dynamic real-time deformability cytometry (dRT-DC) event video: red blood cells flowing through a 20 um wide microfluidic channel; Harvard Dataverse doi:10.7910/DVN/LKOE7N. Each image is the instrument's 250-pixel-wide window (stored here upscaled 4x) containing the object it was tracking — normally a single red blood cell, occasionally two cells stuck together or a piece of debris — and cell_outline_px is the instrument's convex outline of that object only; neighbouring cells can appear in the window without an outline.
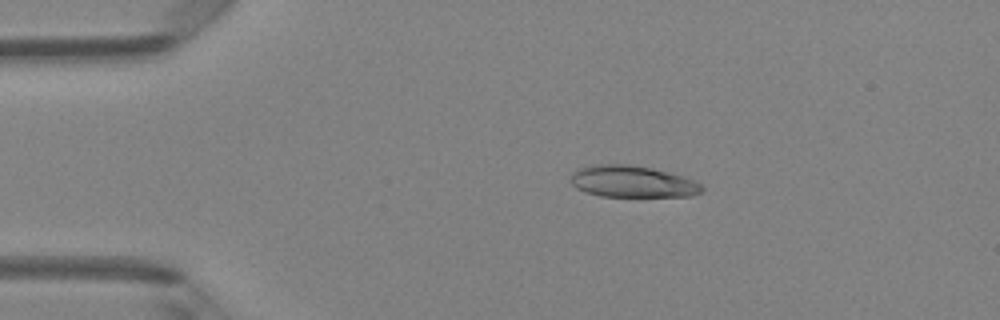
{"species": "Egyptian fruit bat (a non-hibernating species)", "species_latin": "Rousettus aegyptiacus", "temperature_condition": "room temperature", "stored_images_in_passage": 48, "camera_frame_rate_fps": 3000, "um_per_image_px": 0.085, "animal": {"sex": "female"}, "frame": {"image": 1, "passage_image": 9, "time_ms": 2.667, "image_size_px": [1000, 320], "cell_outline_px": [[704, 192], [692, 196], [600, 196], [584, 192], [576, 188], [572, 184], [572, 176], [580, 168], [596, 164], [628, 164], [652, 168], [684, 176], [700, 184], [704, 188]], "centroid_in_image_um": [53.79, 15.44], "position_along_channel_um": 31.2, "area_um2": 24.1}}
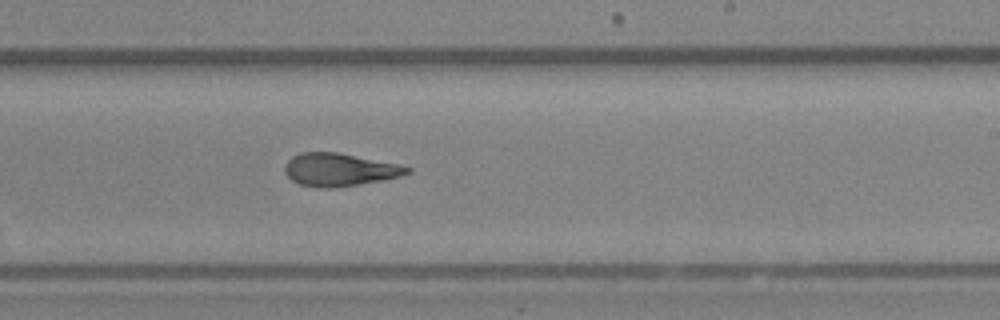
{"frame": {"image": 2, "passage_image": 29, "time_ms": 9.333, "image_size_px": [1000, 320], "cell_outline_px": [[412, 172], [400, 176], [384, 180], [332, 188], [320, 188], [300, 184], [292, 180], [284, 172], [284, 164], [292, 156], [300, 152], [336, 152], [396, 164], [412, 168]], "centroid_in_image_um": [28.82, 14.42], "position_along_channel_um": 260.2, "area_um2": 23.29}}
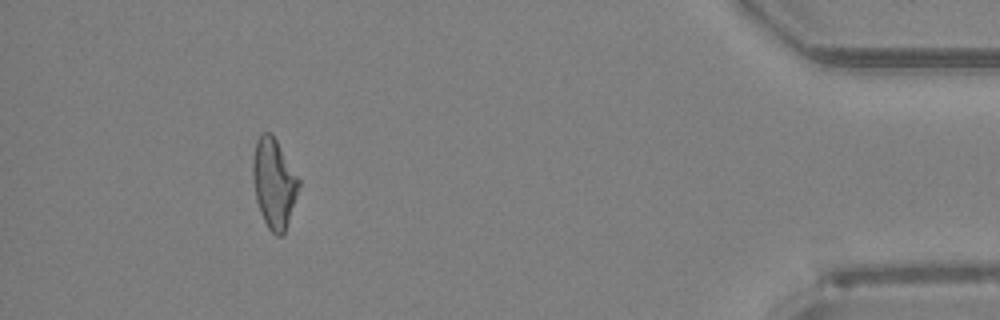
{"frame": {"image": 3, "passage_image": 44, "time_ms": 14.333, "image_size_px": [1000, 320], "cell_outline_px": [[300, 184], [284, 232], [280, 236], [276, 236], [268, 228], [264, 220], [256, 200], [252, 176], [252, 160], [256, 140], [264, 132], [268, 132], [276, 140], [300, 180]], "centroid_in_image_um": [23.26, 15.57], "position_along_channel_um": 411.9, "area_um2": 23.47}, "authors_computed_cell_mechanics": {"area_um2": 23.9003, "velocity_mm_per_s": 4.2062, "shape_relaxation_time_tau1_ms": null, "shape_relaxation_time_tau2_ms": 2.571, "deformation_change_tau1": null, "deformation_change_tau2": 0.1205}}